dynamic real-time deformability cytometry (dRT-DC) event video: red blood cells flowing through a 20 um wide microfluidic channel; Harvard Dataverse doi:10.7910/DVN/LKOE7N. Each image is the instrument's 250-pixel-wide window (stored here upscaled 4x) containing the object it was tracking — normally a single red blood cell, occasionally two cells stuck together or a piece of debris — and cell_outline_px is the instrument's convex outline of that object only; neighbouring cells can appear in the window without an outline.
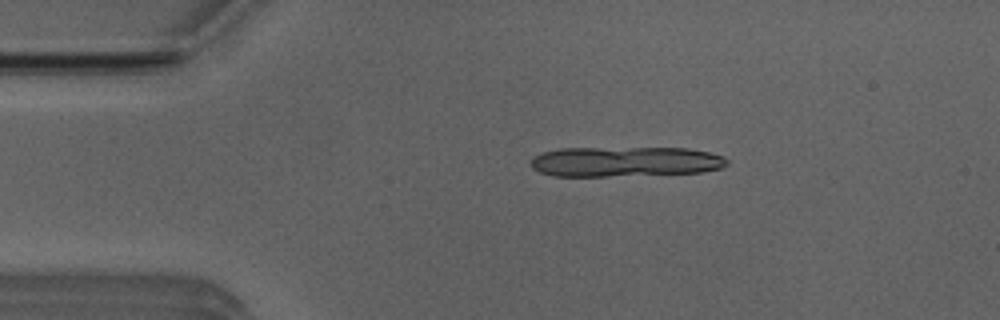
{"species": "Egyptian fruit bat (a non-hibernating species)", "species_latin": "Rousettus aegyptiacus", "temperature_condition": "room temperature", "stored_images_in_passage": 9, "camera_frame_rate_fps": 3000, "um_per_image_px": 0.085, "animal": {"sex": "male"}, "frame": {"image": 1, "passage_image": 1, "time_ms": 0.0, "image_size_px": [1000, 320], "cell_outline_px": [[728, 164], [720, 168], [700, 172], [604, 176], [552, 176], [540, 172], [532, 168], [532, 160], [540, 152], [560, 148], [688, 148], [708, 152], [724, 156], [728, 160]], "centroid_in_image_um": [53.13, 13.73], "position_along_channel_um": 31.9, "area_um2": 34.28}}